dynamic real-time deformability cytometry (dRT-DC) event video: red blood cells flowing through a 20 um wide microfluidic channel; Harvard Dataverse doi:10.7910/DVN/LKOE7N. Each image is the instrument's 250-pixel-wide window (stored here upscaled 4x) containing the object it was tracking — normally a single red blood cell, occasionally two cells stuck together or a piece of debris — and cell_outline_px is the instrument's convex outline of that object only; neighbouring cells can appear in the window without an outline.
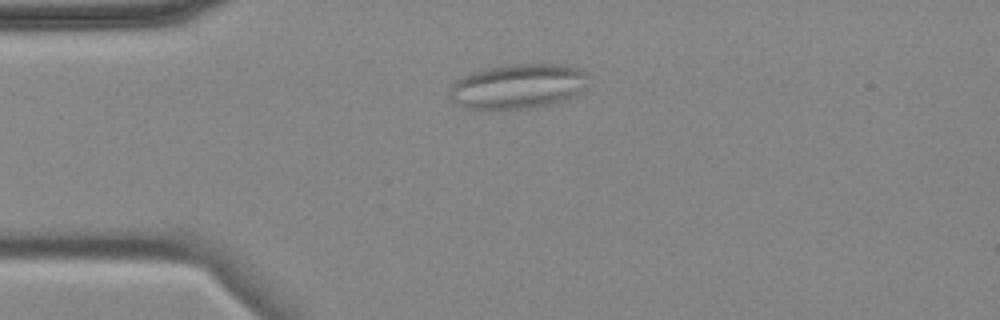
{"species": "common noctule bat (a hibernating species)", "species_latin": "Nyctalus noctula", "temperature_condition": "cold", "stored_images_in_passage": 6, "camera_frame_rate_fps": 3000, "um_per_image_px": 0.085, "animal": {"sex": "female", "body_mass_g": 18.4}, "frame": {"image": 1, "passage_image": 2, "time_ms": 1.0, "image_size_px": [1000, 320], "cell_outline_px": [[588, 72], [584, 88], [580, 92], [568, 100], [536, 108], [464, 108], [456, 104], [448, 96], [448, 92], [452, 84], [460, 76], [484, 68], [512, 64], [560, 64], [580, 68]], "centroid_in_image_um": [44.02, 7.33], "position_along_channel_um": 41.0, "area_um2": 36.59}}